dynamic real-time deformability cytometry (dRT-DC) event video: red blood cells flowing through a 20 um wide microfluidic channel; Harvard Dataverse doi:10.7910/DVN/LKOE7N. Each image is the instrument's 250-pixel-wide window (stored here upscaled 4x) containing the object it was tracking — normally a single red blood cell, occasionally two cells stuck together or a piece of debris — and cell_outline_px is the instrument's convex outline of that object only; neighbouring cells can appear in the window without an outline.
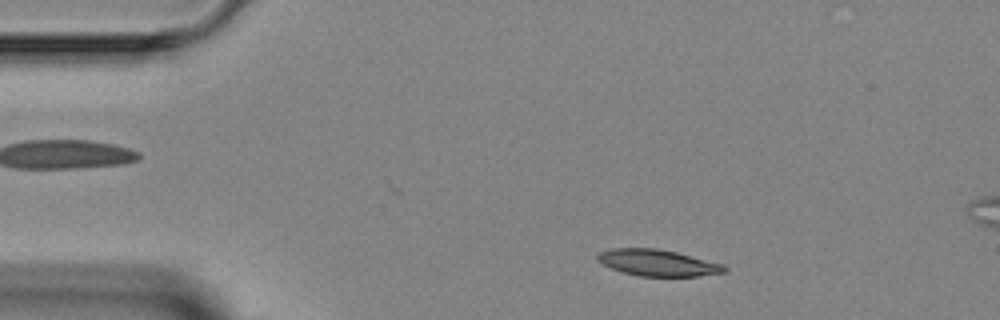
{"species": "Egyptian fruit bat (a non-hibernating species)", "species_latin": "Rousettus aegyptiacus", "temperature_condition": "room temperature", "stored_images_in_passage": 2, "segment_of_instrument_passage": [2, 2], "camera_frame_rate_fps": 3000, "um_per_image_px": 0.085, "animal": {"sex": "female"}, "frame": {"image": 1, "passage_image": 2, "time_ms": 2.333, "image_size_px": [1000, 320], "cell_outline_px": [[728, 272], [700, 276], [640, 276], [620, 272], [600, 264], [596, 260], [596, 256], [600, 252], [612, 248], [656, 248], [676, 252], [724, 264], [728, 268]], "centroid_in_image_um": [55.9, 22.34], "position_along_channel_um": 29.1, "area_um2": 19.83}}